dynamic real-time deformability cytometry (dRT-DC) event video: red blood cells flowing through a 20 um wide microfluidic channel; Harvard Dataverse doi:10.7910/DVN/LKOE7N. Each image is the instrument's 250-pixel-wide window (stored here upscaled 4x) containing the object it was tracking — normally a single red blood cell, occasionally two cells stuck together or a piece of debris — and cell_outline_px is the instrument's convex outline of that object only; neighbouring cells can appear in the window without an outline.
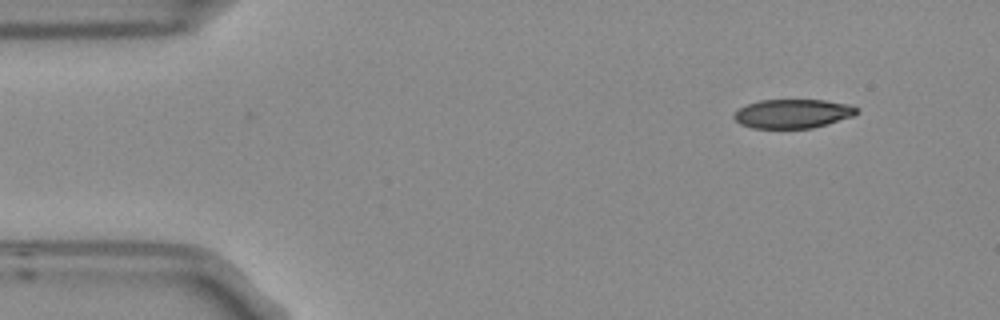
{"species": "Egyptian fruit bat (a non-hibernating species)", "species_latin": "Rousettus aegyptiacus", "temperature_condition": "room temperature", "stored_images_in_passage": 3, "camera_frame_rate_fps": 3000, "um_per_image_px": 0.085, "frame": {"image": 1, "passage_image": 1, "time_ms": 0.0, "image_size_px": [1000, 320], "cell_outline_px": [[860, 112], [852, 116], [828, 124], [812, 128], [752, 128], [740, 124], [732, 116], [740, 108], [748, 104], [760, 100], [824, 100], [852, 104], [860, 108]], "centroid_in_image_um": [67.44, 9.66], "position_along_channel_um": 17.6, "area_um2": 20.87}}